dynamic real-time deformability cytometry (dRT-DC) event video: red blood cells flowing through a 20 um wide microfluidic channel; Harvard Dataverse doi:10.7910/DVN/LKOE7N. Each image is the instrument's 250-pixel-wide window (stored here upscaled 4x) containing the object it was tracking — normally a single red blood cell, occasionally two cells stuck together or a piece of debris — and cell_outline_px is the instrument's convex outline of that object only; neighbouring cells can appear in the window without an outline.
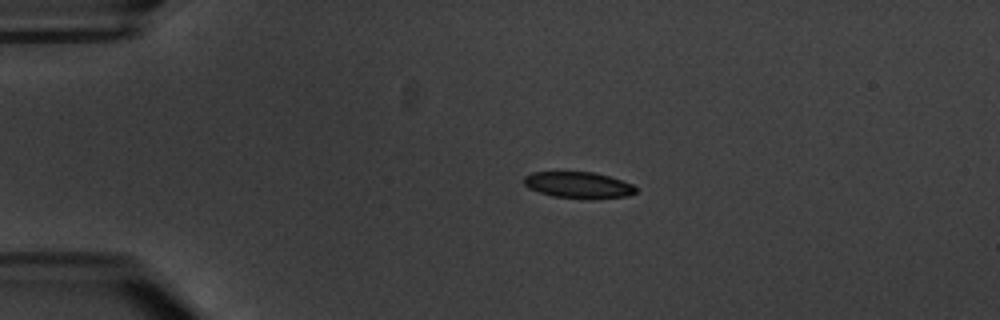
{"species": "common noctule bat (a hibernating species)", "species_latin": "Nyctalus noctula", "temperature_condition": "warm", "stored_images_in_passage": 7, "camera_frame_rate_fps": 3000, "um_per_image_px": 0.085, "animal": {"sex": "male", "body_mass_g": 20.1, "forearm_length_mm": 53.5}, "frame": {"image": 1, "passage_image": 3, "time_ms": 2.333, "image_size_px": [1000, 320], "cell_outline_px": [[636, 192], [628, 196], [552, 196], [528, 188], [524, 184], [524, 176], [532, 172], [592, 172], [608, 176], [632, 184], [636, 188]], "centroid_in_image_um": [49.09, 15.67], "position_along_channel_um": 35.9, "area_um2": 16.18}}
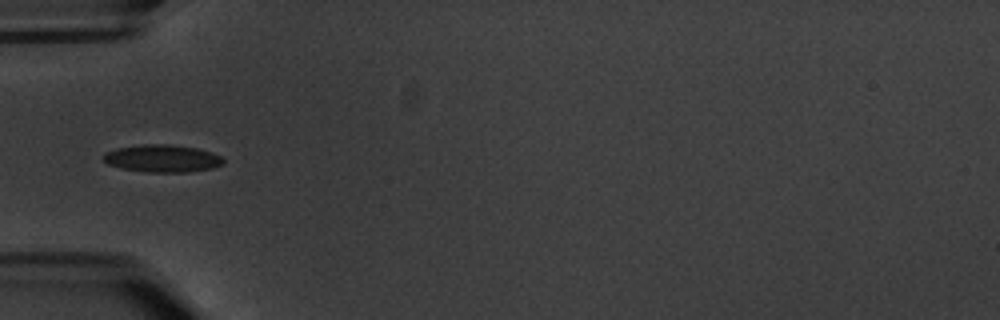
{"frame": {"image": 2, "passage_image": 5, "time_ms": 4.667, "image_size_px": [1000, 320], "cell_outline_px": [[224, 164], [212, 168], [188, 172], [148, 172], [124, 168], [108, 164], [104, 160], [104, 152], [116, 148], [144, 144], [164, 144], [196, 148], [212, 152], [220, 156], [224, 160]], "centroid_in_image_um": [13.81, 13.46], "position_along_channel_um": 71.2, "area_um2": 19.02}}
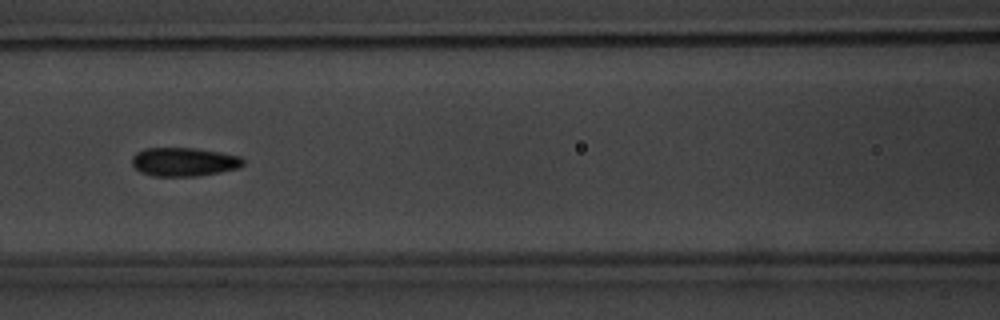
{"frame": {"image": 3, "passage_image": 7, "time_ms": 7.0, "image_size_px": [1000, 320], "cell_outline_px": [[244, 164], [240, 168], [220, 172], [196, 176], [152, 176], [140, 172], [132, 164], [132, 156], [136, 152], [144, 148], [196, 148], [220, 152], [240, 156], [244, 160]], "centroid_in_image_um": [15.64, 13.75], "position_along_channel_um": 151.0, "area_um2": 18.73}}